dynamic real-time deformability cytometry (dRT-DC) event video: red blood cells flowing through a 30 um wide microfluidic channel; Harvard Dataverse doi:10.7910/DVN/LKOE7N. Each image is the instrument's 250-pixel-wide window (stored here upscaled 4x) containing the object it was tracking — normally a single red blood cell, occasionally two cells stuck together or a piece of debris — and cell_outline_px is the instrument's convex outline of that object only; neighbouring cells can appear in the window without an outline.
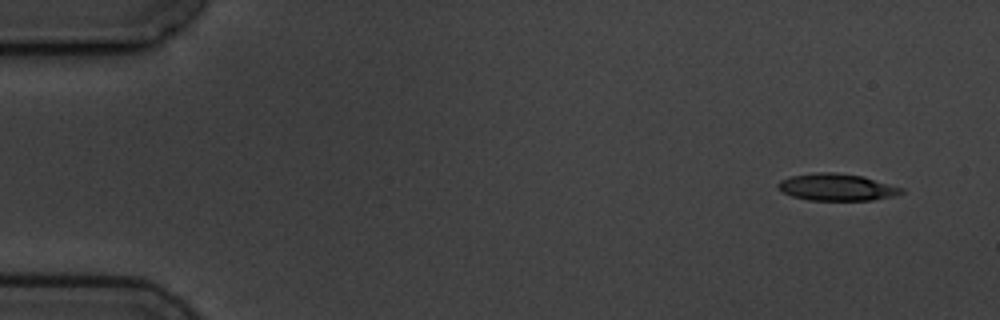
{"species": "common noctule bat (a hibernating species)", "species_latin": "Nyctalus noctula", "temperature_condition": "cold", "stored_images_in_passage": 7, "camera_frame_rate_fps": 3000, "um_per_image_px": 0.085, "animal": {"sex": "male", "body_mass_g": 19.5, "forearm_length_mm": 54.6}, "frame": {"image": 1, "passage_image": 1, "time_ms": 0.0, "image_size_px": [1000, 320], "cell_outline_px": [[904, 192], [892, 196], [872, 200], [808, 200], [792, 196], [776, 188], [776, 184], [780, 180], [792, 176], [816, 172], [836, 172], [864, 176], [904, 188]], "centroid_in_image_um": [71.12, 15.9], "position_along_channel_um": 13.9, "area_um2": 19.48}}
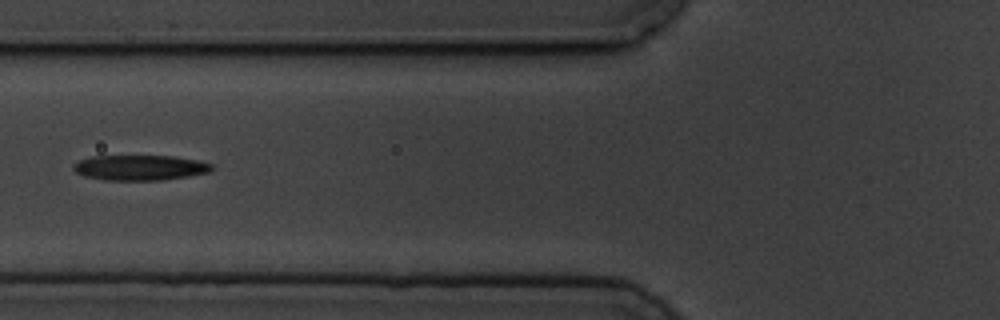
{"frame": {"image": 2, "passage_image": 6, "time_ms": 6.0, "image_size_px": [1000, 320], "cell_outline_px": [[212, 168], [208, 172], [188, 176], [164, 180], [104, 180], [84, 176], [76, 172], [72, 168], [72, 164], [80, 160], [92, 156], [172, 156], [196, 160], [212, 164]], "centroid_in_image_um": [11.85, 14.25], "position_along_channel_um": 114.0, "area_um2": 20.29}}
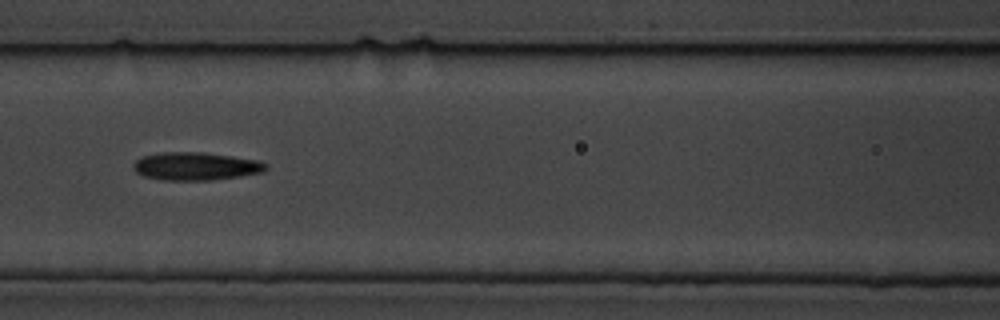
{"frame": {"image": 3, "passage_image": 7, "time_ms": 7.0, "image_size_px": [1000, 320], "cell_outline_px": [[268, 168], [264, 172], [240, 176], [212, 180], [164, 180], [144, 176], [136, 172], [132, 168], [136, 160], [144, 156], [164, 152], [204, 152], [232, 156], [256, 160], [268, 164]], "centroid_in_image_um": [16.67, 14.13], "position_along_channel_um": 149.9, "area_um2": 21.56}}